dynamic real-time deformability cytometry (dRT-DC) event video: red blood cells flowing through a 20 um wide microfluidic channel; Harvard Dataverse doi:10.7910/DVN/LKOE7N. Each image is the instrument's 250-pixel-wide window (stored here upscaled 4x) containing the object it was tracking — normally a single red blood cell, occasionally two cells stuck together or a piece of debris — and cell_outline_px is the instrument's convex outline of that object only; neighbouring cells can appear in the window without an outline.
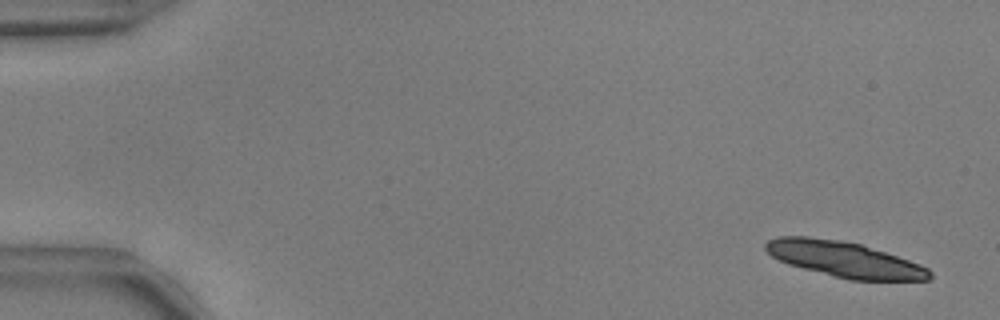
{"species": "common noctule bat (a hibernating species)", "species_latin": "Nyctalus noctula", "temperature_condition": "warm", "stored_images_in_passage": 18, "camera_frame_rate_fps": 3000, "um_per_image_px": 0.085, "animal": {"sex": "male", "body_mass_g": 17.9, "forearm_length_mm": 54.2}, "frame": {"image": 1, "passage_image": 3, "time_ms": 0.667, "image_size_px": [1000, 320], "cell_outline_px": [[932, 276], [928, 280], [848, 280], [788, 264], [772, 256], [764, 248], [764, 244], [768, 240], [776, 236], [808, 236], [840, 240], [860, 244], [920, 264], [928, 268], [932, 272]], "centroid_in_image_um": [71.75, 22.04], "position_along_channel_um": 13.3, "area_um2": 33.81}}